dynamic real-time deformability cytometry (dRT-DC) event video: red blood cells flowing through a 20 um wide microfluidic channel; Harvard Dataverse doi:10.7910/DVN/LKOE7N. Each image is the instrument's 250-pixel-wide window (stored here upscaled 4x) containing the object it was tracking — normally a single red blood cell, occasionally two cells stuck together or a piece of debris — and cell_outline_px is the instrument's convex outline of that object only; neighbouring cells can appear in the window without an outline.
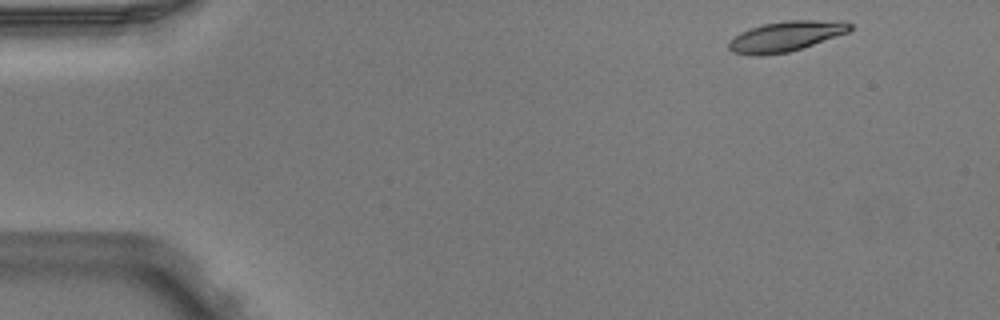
{"species": "Egyptian fruit bat (a non-hibernating species)", "species_latin": "Rousettus aegyptiacus", "temperature_condition": "warm", "stored_images_in_passage": 5, "camera_frame_rate_fps": 3000, "um_per_image_px": 0.085, "animal": {"sex": "male"}, "frame": {"image": 1, "passage_image": 1, "time_ms": 0.0, "image_size_px": [1000, 320], "cell_outline_px": [[852, 28], [848, 32], [788, 52], [760, 56], [732, 52], [728, 48], [728, 44], [740, 32], [764, 24], [784, 20], [844, 20], [852, 24]], "centroid_in_image_um": [66.82, 3.07], "position_along_channel_um": 18.2, "area_um2": 21.1}}
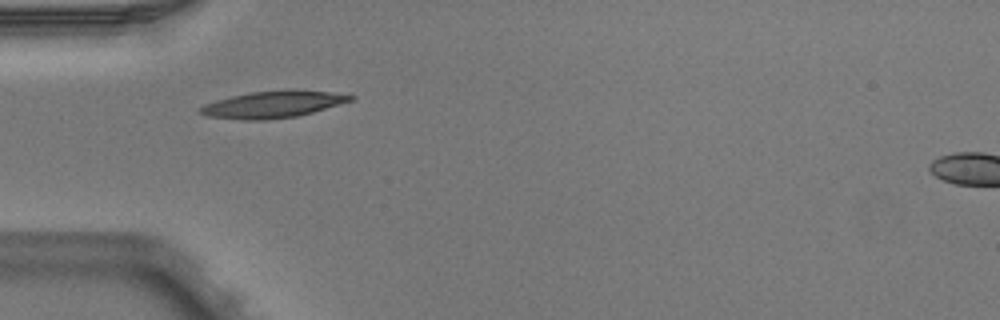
{"frame": {"image": 2, "passage_image": 4, "time_ms": 1.0, "image_size_px": [1000, 320], "cell_outline_px": [[356, 96], [352, 100], [340, 104], [312, 112], [296, 116], [268, 120], [244, 120], [208, 116], [196, 112], [204, 104], [216, 100], [232, 96], [252, 92], [288, 88], [292, 88], [328, 92]], "centroid_in_image_um": [23.18, 8.86], "position_along_channel_um": 61.8, "area_um2": 23.58}}
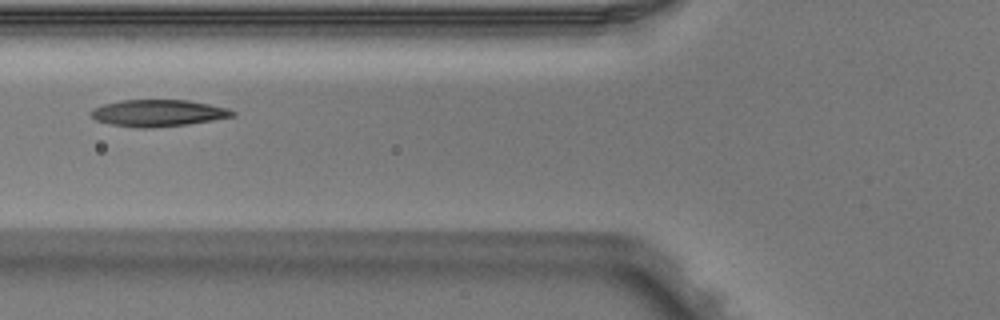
{"frame": {"image": 3, "passage_image": 5, "time_ms": 1.333, "image_size_px": [1000, 320], "cell_outline_px": [[236, 116], [188, 124], [148, 128], [140, 128], [112, 124], [96, 120], [88, 112], [92, 108], [104, 104], [124, 100], [188, 100], [228, 108], [236, 112]], "centroid_in_image_um": [13.45, 9.6], "position_along_channel_um": 112.4, "area_um2": 21.96}}